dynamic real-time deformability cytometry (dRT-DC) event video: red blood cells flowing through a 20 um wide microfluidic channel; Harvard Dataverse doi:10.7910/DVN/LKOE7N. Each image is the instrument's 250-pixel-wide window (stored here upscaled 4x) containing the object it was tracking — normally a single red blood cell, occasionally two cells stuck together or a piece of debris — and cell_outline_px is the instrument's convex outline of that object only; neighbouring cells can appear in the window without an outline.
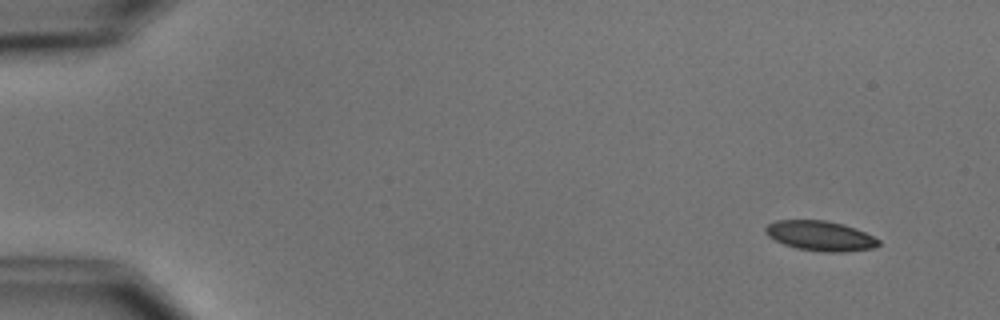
{"species": "common noctule bat (a hibernating species)", "species_latin": "Nyctalus noctula", "temperature_condition": "cold", "stored_images_in_passage": 7, "camera_frame_rate_fps": 3000, "um_per_image_px": 0.085, "animal": {"sex": "male", "body_mass_g": 15.6}, "frame": {"image": 1, "passage_image": 1, "time_ms": 0.0, "image_size_px": [1000, 320], "cell_outline_px": [[880, 244], [876, 248], [844, 252], [824, 252], [796, 248], [784, 244], [768, 236], [764, 232], [764, 228], [768, 224], [776, 220], [824, 220], [844, 224], [856, 228], [880, 240]], "centroid_in_image_um": [69.74, 20.05], "position_along_channel_um": 15.3, "area_um2": 19.83}}
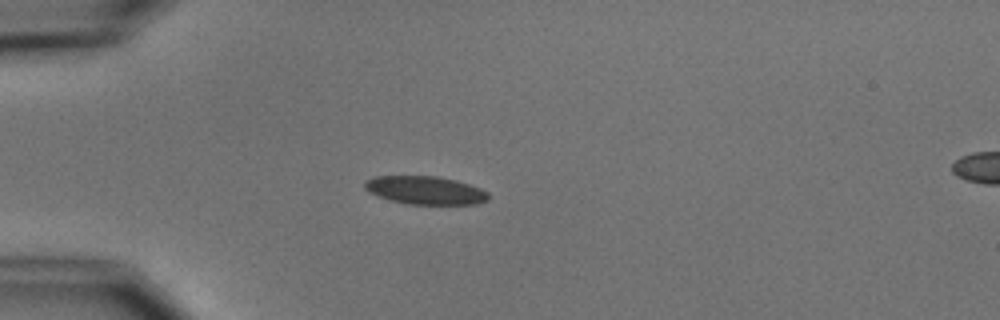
{"frame": {"image": 2, "passage_image": 4, "time_ms": 3.667, "image_size_px": [1000, 320], "cell_outline_px": [[488, 200], [476, 204], [408, 204], [376, 196], [368, 192], [364, 188], [364, 180], [372, 176], [436, 176], [456, 180], [480, 188], [488, 192]], "centroid_in_image_um": [36.1, 16.16], "position_along_channel_um": 48.9, "area_um2": 20.4}}
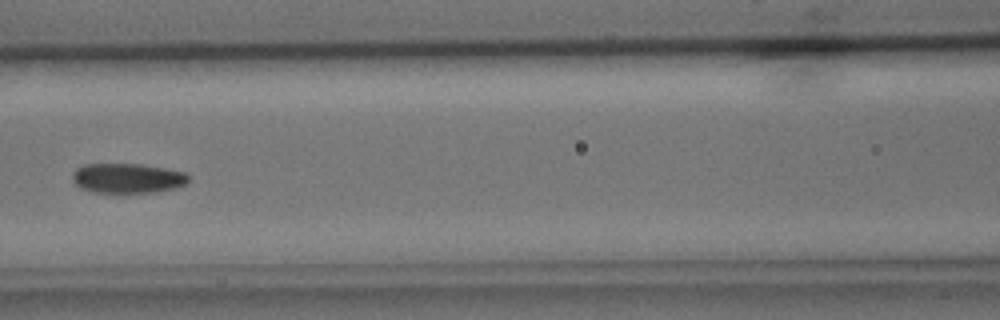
{"frame": {"image": 3, "passage_image": 7, "time_ms": 7.0, "image_size_px": [1000, 320], "cell_outline_px": [[188, 180], [184, 184], [176, 188], [156, 192], [92, 192], [80, 188], [72, 180], [72, 172], [76, 168], [84, 164], [140, 164], [164, 168], [184, 172], [188, 176]], "centroid_in_image_um": [10.79, 15.14], "position_along_channel_um": 155.8, "area_um2": 20.11}}